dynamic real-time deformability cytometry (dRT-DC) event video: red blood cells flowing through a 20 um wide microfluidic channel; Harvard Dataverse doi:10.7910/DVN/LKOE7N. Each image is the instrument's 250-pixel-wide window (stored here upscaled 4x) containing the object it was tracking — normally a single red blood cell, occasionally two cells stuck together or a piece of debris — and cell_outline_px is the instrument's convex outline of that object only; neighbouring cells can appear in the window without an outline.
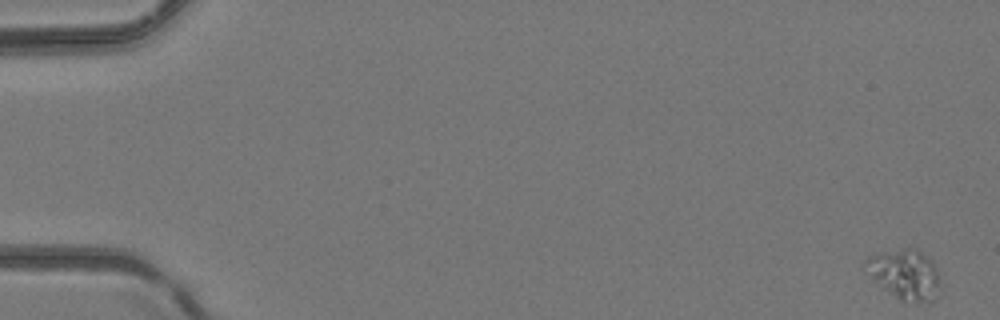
{"species": "common noctule bat (a hibernating species)", "species_latin": "Nyctalus noctula", "temperature_condition": "room temperature", "stored_images_in_passage": 5, "camera_frame_rate_fps": 3000, "um_per_image_px": 0.085, "animal": {"sex": "female", "body_mass_g": 24.6, "forearm_length_mm": 56.2}, "frame": {"image": 1, "passage_image": 1, "time_ms": 0.0, "image_size_px": [1000, 320], "cell_outline_px": [[940, 288], [936, 300], [900, 300], [872, 280], [864, 264], [864, 260], [868, 256], [884, 252], [904, 248], [916, 248], [932, 260], [936, 268], [940, 284]], "centroid_in_image_um": [76.92, 23.29], "position_along_channel_um": 8.1, "area_um2": 21.5}}